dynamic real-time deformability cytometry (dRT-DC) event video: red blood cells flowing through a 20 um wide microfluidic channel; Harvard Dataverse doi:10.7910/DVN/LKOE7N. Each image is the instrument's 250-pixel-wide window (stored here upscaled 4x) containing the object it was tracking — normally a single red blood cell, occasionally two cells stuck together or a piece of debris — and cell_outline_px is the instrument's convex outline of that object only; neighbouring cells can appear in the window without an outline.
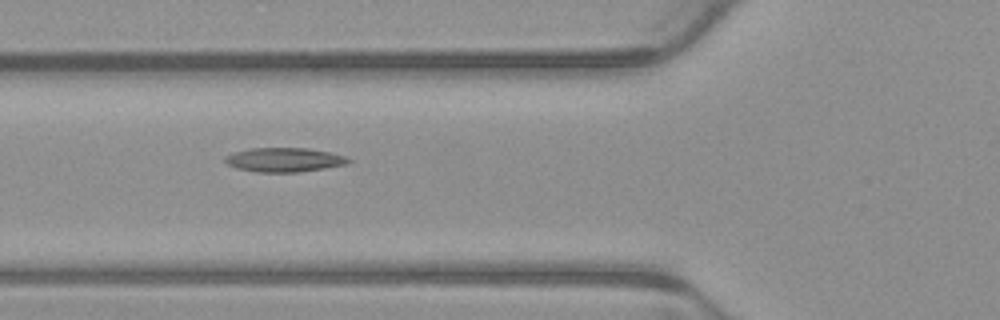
{"species": "common noctule bat (a hibernating species)", "species_latin": "Nyctalus noctula", "temperature_condition": "warm", "stored_images_in_passage": 7, "camera_frame_rate_fps": 3000, "um_per_image_px": 0.085, "animal": {"sex": "male", "body_mass_g": 23.1, "forearm_length_mm": 52.7}, "frame": {"image": 1, "passage_image": 6, "time_ms": 1.667, "image_size_px": [1000, 320], "cell_outline_px": [[352, 160], [344, 164], [324, 168], [296, 172], [256, 172], [236, 168], [228, 164], [224, 160], [224, 156], [236, 152], [252, 148], [308, 148], [328, 152], [344, 156]], "centroid_in_image_um": [24.12, 13.58], "position_along_channel_um": 101.7, "area_um2": 17.11}}
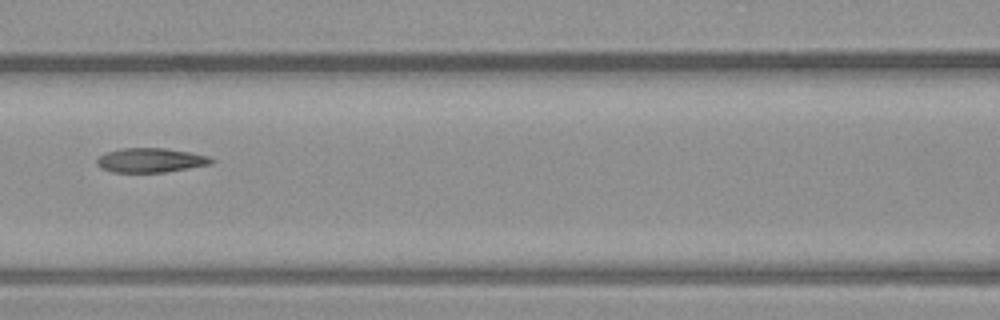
{"frame": {"image": 2, "passage_image": 7, "time_ms": 2.0, "image_size_px": [1000, 320], "cell_outline_px": [[216, 160], [212, 164], [164, 172], [112, 172], [100, 168], [96, 164], [96, 160], [104, 152], [120, 148], [164, 148], [188, 152], [208, 156]], "centroid_in_image_um": [12.77, 13.62], "position_along_channel_um": 153.8, "area_um2": 16.3}}